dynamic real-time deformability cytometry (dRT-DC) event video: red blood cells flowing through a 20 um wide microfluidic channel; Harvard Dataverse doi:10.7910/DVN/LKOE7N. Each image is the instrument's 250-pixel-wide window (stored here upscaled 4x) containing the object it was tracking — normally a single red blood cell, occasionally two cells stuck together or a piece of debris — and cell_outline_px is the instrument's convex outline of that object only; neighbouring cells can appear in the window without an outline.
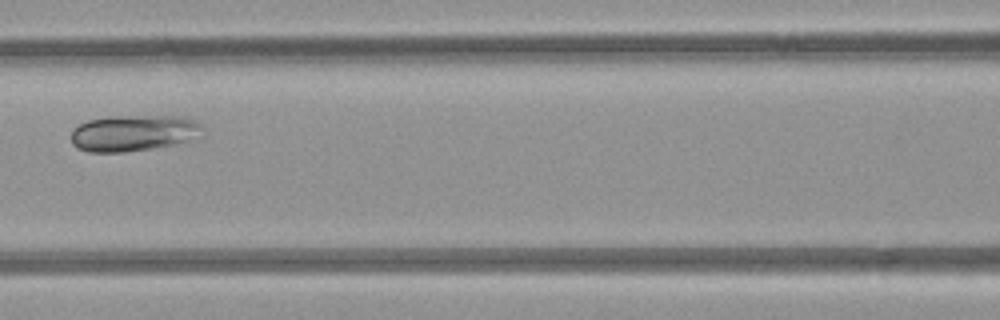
{"species": "common noctule bat (a hibernating species)", "species_latin": "Nyctalus noctula", "temperature_condition": "room temperature", "stored_images_in_passage": 6, "camera_frame_rate_fps": 3000, "um_per_image_px": 0.085, "animal": {"sex": "female", "body_mass_g": 21.9}, "frame": {"image": 1, "passage_image": 6, "time_ms": 5.333, "image_size_px": [1000, 320], "cell_outline_px": [[200, 128], [188, 140], [172, 144], [152, 148], [124, 152], [88, 152], [76, 148], [72, 144], [72, 132], [80, 124], [88, 120], [112, 116], [176, 116], [196, 120], [200, 124]], "centroid_in_image_um": [11.24, 11.31], "position_along_channel_um": 155.4, "area_um2": 27.11}}